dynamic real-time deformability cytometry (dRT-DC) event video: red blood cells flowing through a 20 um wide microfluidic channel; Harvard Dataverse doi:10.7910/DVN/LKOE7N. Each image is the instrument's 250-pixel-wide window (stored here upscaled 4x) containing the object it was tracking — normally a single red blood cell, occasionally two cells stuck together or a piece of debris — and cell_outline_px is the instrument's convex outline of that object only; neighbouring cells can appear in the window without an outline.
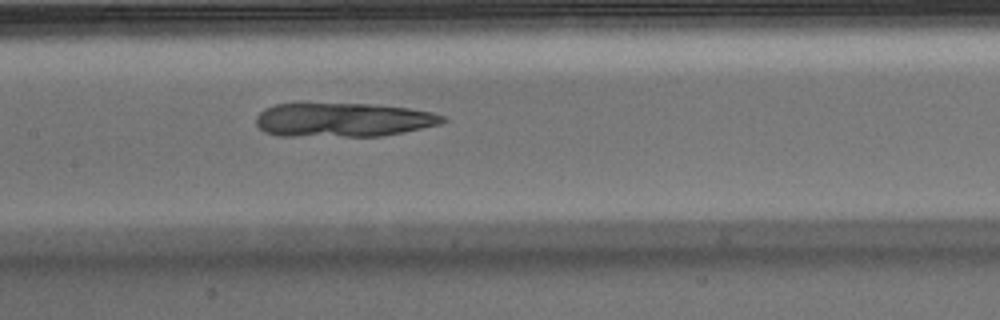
{"species": "Egyptian fruit bat (a non-hibernating species)", "species_latin": "Rousettus aegyptiacus", "temperature_condition": "warm", "stored_images_in_passage": 8, "camera_frame_rate_fps": 3000, "um_per_image_px": 0.085, "animal": {"sex": "male"}, "frame": {"image": 1, "passage_image": 8, "time_ms": 2.333, "image_size_px": [1000, 320], "cell_outline_px": [[448, 120], [440, 124], [404, 132], [380, 136], [276, 136], [264, 132], [256, 124], [256, 116], [264, 108], [276, 104], [372, 104], [408, 108], [432, 112], [444, 116]], "centroid_in_image_um": [29.15, 10.19], "position_along_channel_um": 178.2, "area_um2": 37.05}}